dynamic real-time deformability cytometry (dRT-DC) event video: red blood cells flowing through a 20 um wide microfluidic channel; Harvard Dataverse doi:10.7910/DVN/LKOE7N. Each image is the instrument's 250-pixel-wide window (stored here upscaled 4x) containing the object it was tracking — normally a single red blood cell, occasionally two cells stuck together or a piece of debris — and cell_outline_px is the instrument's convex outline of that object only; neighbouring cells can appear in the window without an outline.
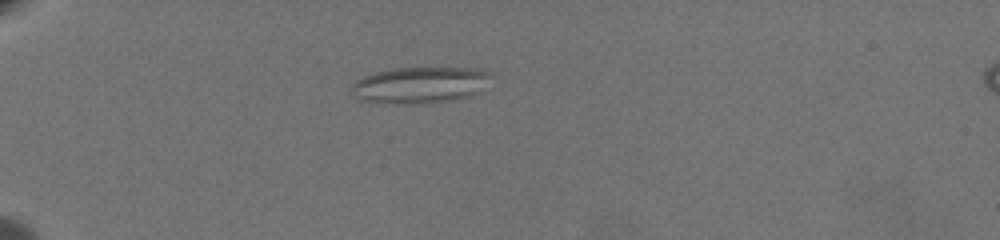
{"species": "common noctule bat (a hibernating species)", "species_latin": "Nyctalus noctula", "temperature_condition": "warm", "stored_images_in_passage": 67, "camera_frame_rate_fps": 3000, "um_per_image_px": 0.085, "animal": {"sex": "female", "body_mass_g": 19.5, "forearm_length_mm": 54.1}, "frame": {"image": 1, "passage_image": 23, "time_ms": 7.333, "image_size_px": [1000, 240], "cell_outline_px": [[488, 76], [484, 92], [472, 96], [452, 100], [412, 104], [396, 104], [360, 100], [352, 92], [352, 84], [356, 80], [364, 76], [376, 72], [396, 68], [476, 68], [488, 72]], "centroid_in_image_um": [35.72, 7.24], "position_along_channel_um": 49.3, "area_um2": 29.54}}
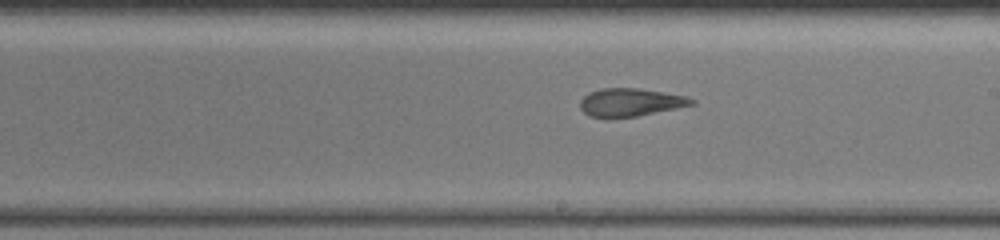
{"frame": {"image": 2, "passage_image": 43, "time_ms": 14.0, "image_size_px": [1000, 240], "cell_outline_px": [[696, 104], [636, 116], [588, 116], [580, 108], [580, 100], [588, 92], [600, 88], [640, 88], [688, 96], [696, 100]], "centroid_in_image_um": [53.61, 8.66], "position_along_channel_um": 235.4, "area_um2": 18.03}}
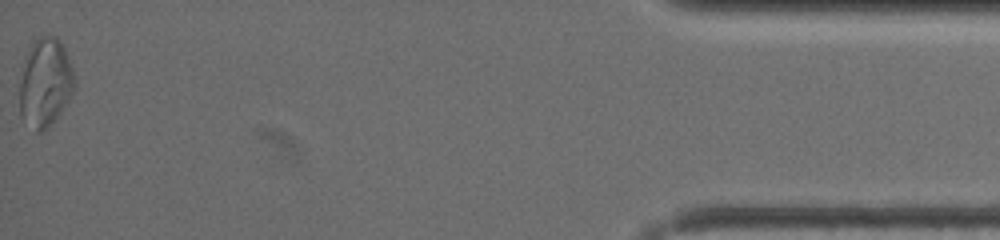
{"frame": {"image": 3, "passage_image": 67, "time_ms": 22.0, "image_size_px": [1000, 240], "cell_outline_px": [[76, 84], [68, 100], [60, 112], [48, 128], [44, 132], [36, 132], [20, 116], [20, 84], [24, 60], [32, 44], [40, 36], [56, 36], [60, 40], [64, 48], [72, 68], [76, 80]], "centroid_in_image_um": [3.85, 7.04], "position_along_channel_um": 431.4, "area_um2": 28.15}, "authors_computed_cell_mechanics": {"area_um2": 25.3164, "velocity_mm_per_s": 3.4054, "shape_relaxation_time_tau1_ms": null, "shape_relaxation_time_tau2_ms": 3.1368, "deformation_change_tau1": null, "deformation_change_tau2": 0.115}}